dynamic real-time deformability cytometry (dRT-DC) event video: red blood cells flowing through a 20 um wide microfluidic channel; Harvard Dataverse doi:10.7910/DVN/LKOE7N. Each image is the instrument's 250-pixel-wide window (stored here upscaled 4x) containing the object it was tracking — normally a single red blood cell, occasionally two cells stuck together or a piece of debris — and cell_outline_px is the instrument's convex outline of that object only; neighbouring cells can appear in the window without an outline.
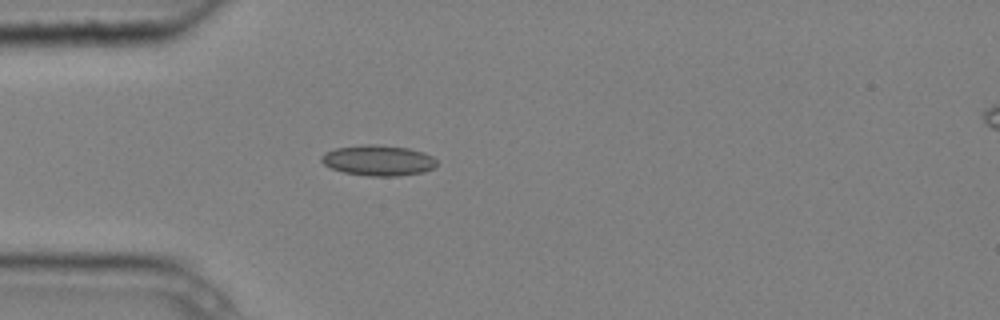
{"species": "common noctule bat (a hibernating species)", "species_latin": "Nyctalus noctula", "temperature_condition": "cold", "stored_images_in_passage": 2, "camera_frame_rate_fps": 3000, "um_per_image_px": 0.085, "animal": {"sex": "male", "body_mass_g": 20.4}, "frame": {"image": 1, "passage_image": 2, "time_ms": 0.333, "image_size_px": [1000, 320], "cell_outline_px": [[436, 164], [432, 168], [424, 172], [400, 176], [368, 176], [344, 172], [332, 168], [324, 164], [320, 160], [320, 156], [324, 152], [336, 148], [364, 144], [376, 144], [408, 148], [424, 152], [432, 156], [436, 160]], "centroid_in_image_um": [32.14, 13.63], "position_along_channel_um": 52.9, "area_um2": 20.63}}